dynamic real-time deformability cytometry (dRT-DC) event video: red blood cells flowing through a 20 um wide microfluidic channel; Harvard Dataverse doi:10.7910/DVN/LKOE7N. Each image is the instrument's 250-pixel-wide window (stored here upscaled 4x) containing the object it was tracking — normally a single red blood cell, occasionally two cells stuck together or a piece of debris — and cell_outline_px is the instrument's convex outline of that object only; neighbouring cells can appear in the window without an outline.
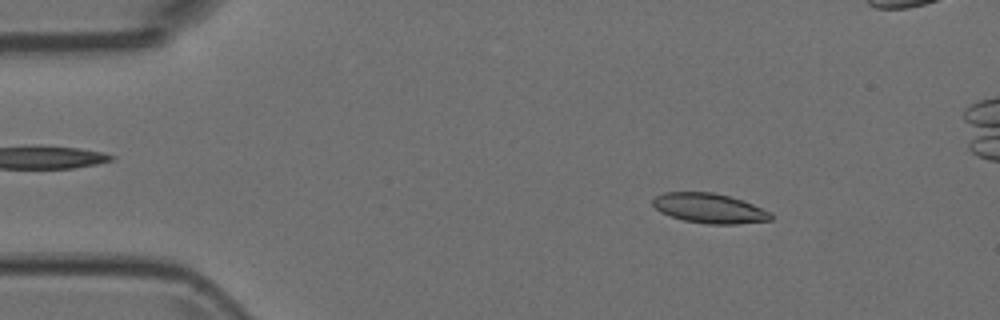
{"species": "Egyptian fruit bat (a non-hibernating species)", "species_latin": "Rousettus aegyptiacus", "temperature_condition": "room temperature", "stored_images_in_passage": 5, "camera_frame_rate_fps": 3000, "um_per_image_px": 0.085, "animal": {"sex": "female"}, "frame": {"image": 1, "passage_image": 2, "time_ms": 0.333, "image_size_px": [1000, 320], "cell_outline_px": [[772, 220], [736, 224], [708, 224], [684, 220], [660, 212], [652, 204], [652, 200], [656, 196], [664, 192], [712, 192], [744, 200], [772, 212]], "centroid_in_image_um": [60.32, 17.7], "position_along_channel_um": 24.7, "area_um2": 20.52}}